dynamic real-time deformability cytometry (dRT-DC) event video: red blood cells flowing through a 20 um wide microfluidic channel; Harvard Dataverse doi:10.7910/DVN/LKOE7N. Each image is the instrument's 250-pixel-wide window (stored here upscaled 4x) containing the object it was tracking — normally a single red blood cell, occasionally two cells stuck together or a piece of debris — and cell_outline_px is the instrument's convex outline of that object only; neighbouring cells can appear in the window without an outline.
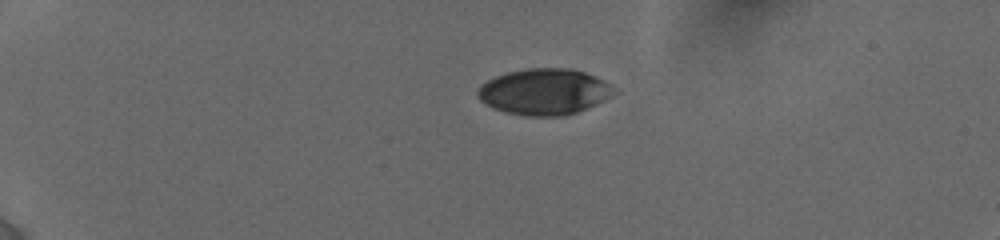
{"species": "human", "species_latin": "Homo sapiens", "temperature_condition": "cold", "stored_images_in_passage": 9, "camera_frame_rate_fps": 3000, "um_per_image_px": 0.085, "donor": {"sex": "female"}, "frame": {"image": 1, "passage_image": 1, "time_ms": 0.0, "image_size_px": [1000, 240], "cell_outline_px": [[620, 92], [604, 100], [576, 112], [564, 116], [524, 116], [504, 112], [492, 108], [484, 104], [476, 96], [476, 92], [480, 84], [496, 76], [508, 72], [528, 68], [568, 68], [584, 72], [604, 80]], "centroid_in_image_um": [46.24, 7.8], "position_along_channel_um": 38.8, "area_um2": 36.88}}
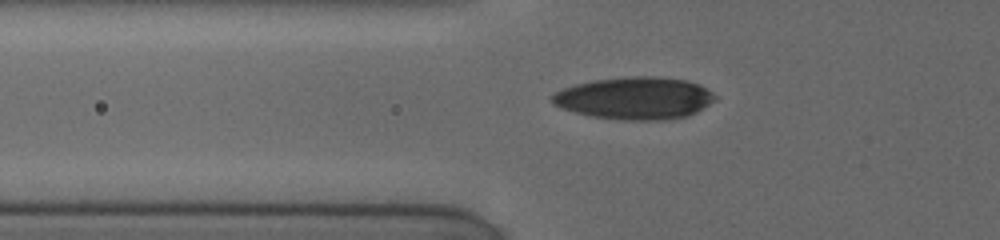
{"frame": {"image": 2, "passage_image": 7, "time_ms": 2.667, "image_size_px": [1000, 240], "cell_outline_px": [[716, 100], [696, 112], [684, 116], [664, 120], [624, 120], [592, 116], [576, 112], [552, 104], [548, 96], [552, 92], [576, 84], [596, 80], [632, 76], [652, 76], [688, 80], [700, 84], [712, 92], [716, 96]], "centroid_in_image_um": [53.95, 8.34], "position_along_channel_um": 71.9, "area_um2": 40.17}}